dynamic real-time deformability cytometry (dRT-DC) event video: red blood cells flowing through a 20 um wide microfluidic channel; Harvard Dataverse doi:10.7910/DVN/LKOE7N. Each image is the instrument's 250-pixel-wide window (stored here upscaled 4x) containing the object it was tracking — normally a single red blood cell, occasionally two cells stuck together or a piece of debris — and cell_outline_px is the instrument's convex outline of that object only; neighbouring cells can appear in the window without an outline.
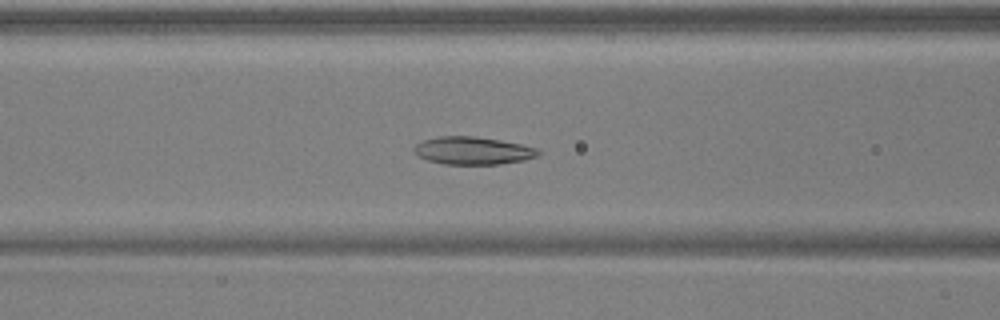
{"species": "common noctule bat (a hibernating species)", "species_latin": "Nyctalus noctula", "temperature_condition": "warm", "stored_images_in_passage": 52, "camera_frame_rate_fps": 3000, "um_per_image_px": 0.085, "animal": {"sex": "male", "body_mass_g": 17.9, "forearm_length_mm": 54.2}, "frame": {"image": 1, "passage_image": 22, "time_ms": 7.0, "image_size_px": [1000, 320], "cell_outline_px": [[540, 152], [536, 156], [524, 160], [500, 164], [444, 164], [428, 160], [416, 156], [412, 152], [412, 148], [416, 144], [424, 140], [440, 136], [476, 136], [500, 140], [520, 144], [536, 148]], "centroid_in_image_um": [40.13, 12.8], "position_along_channel_um": 126.5, "area_um2": 20.06}}
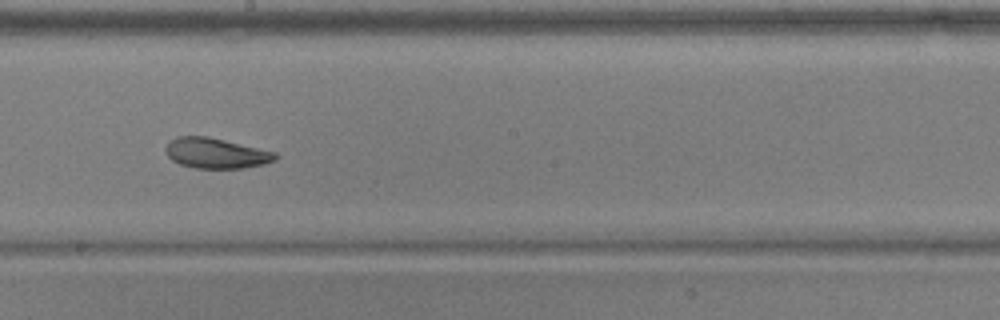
{"frame": {"image": 2, "passage_image": 30, "time_ms": 9.667, "image_size_px": [1000, 320], "cell_outline_px": [[280, 156], [276, 160], [264, 164], [244, 168], [196, 168], [180, 164], [172, 160], [168, 156], [164, 148], [176, 136], [208, 136], [276, 152]], "centroid_in_image_um": [18.39, 13.02], "position_along_channel_um": 229.8, "area_um2": 19.42}}
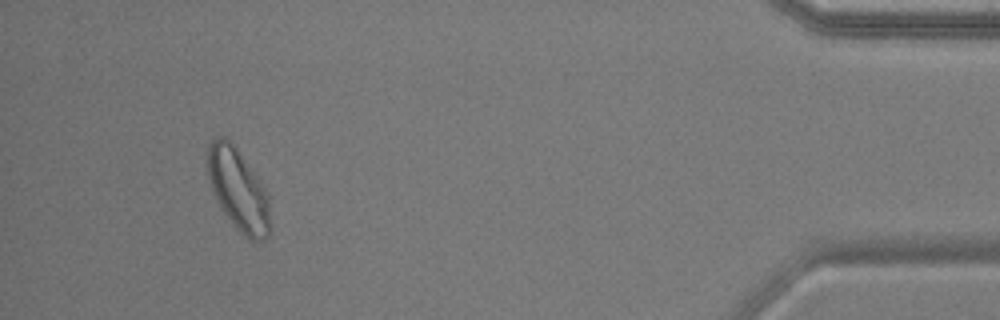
{"frame": {"image": 3, "passage_image": 49, "time_ms": 16.0, "image_size_px": [1000, 320], "cell_outline_px": [[268, 236], [264, 240], [252, 244], [236, 228], [224, 212], [212, 188], [208, 176], [208, 144], [216, 136], [224, 136], [232, 144], [260, 180], [268, 192]], "centroid_in_image_um": [20.25, 16.15], "position_along_channel_um": 414.9, "area_um2": 29.25}, "authors_computed_cell_mechanics": {"area_um2": 22.542, "velocity_mm_per_s": 3.8839, "shape_relaxation_time_tau1_ms": 5.8655, "shape_relaxation_time_tau2_ms": 3.2171, "deformation_change_tau1": 0.1276, "deformation_change_tau2": 0.0575}}